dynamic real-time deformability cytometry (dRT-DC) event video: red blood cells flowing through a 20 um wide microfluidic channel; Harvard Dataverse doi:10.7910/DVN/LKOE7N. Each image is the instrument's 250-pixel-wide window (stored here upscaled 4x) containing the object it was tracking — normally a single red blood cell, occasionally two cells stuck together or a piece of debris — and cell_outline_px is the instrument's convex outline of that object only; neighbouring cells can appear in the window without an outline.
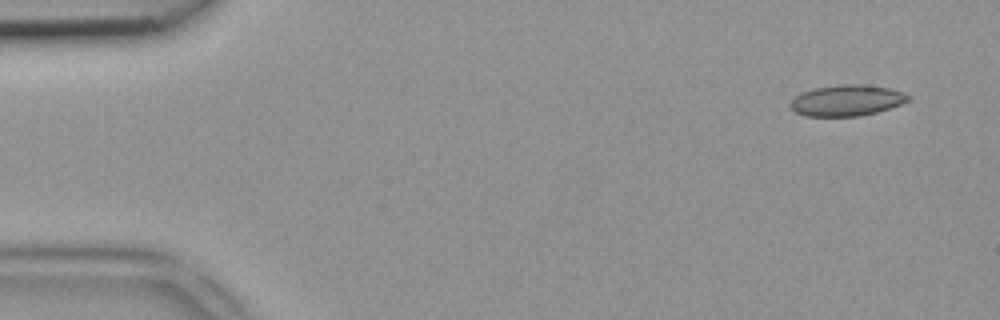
{"species": "common noctule bat (a hibernating species)", "species_latin": "Nyctalus noctula", "temperature_condition": "room temperature", "stored_images_in_passage": 4, "camera_frame_rate_fps": 3000, "um_per_image_px": 0.085, "animal": {"sex": "female", "body_mass_g": 18.4}, "frame": {"image": 1, "passage_image": 1, "time_ms": 0.0, "image_size_px": [1000, 320], "cell_outline_px": [[912, 100], [876, 112], [860, 116], [804, 116], [796, 112], [788, 104], [800, 92], [812, 88], [840, 84], [860, 84], [892, 88], [904, 92], [912, 96]], "centroid_in_image_um": [71.99, 8.52], "position_along_channel_um": 13.0, "area_um2": 21.56}}
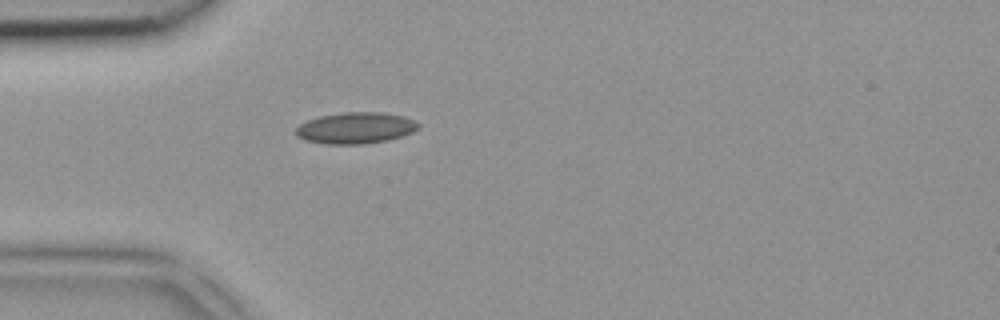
{"frame": {"image": 2, "passage_image": 4, "time_ms": 1.0, "image_size_px": [1000, 320], "cell_outline_px": [[420, 124], [412, 132], [388, 140], [364, 144], [328, 144], [304, 140], [296, 136], [296, 128], [300, 124], [308, 120], [320, 116], [344, 112], [380, 112], [404, 116]], "centroid_in_image_um": [30.19, 10.88], "position_along_channel_um": 54.8, "area_um2": 22.2}}